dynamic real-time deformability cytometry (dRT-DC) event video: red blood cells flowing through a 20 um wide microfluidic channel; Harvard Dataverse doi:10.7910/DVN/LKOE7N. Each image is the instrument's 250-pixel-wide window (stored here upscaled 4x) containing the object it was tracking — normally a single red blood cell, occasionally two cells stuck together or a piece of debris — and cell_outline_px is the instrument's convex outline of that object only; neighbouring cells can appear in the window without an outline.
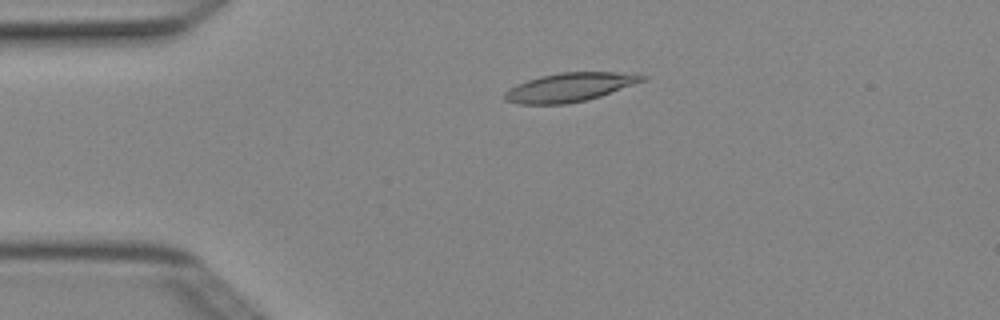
{"species": "Egyptian fruit bat (a non-hibernating species)", "species_latin": "Rousettus aegyptiacus", "temperature_condition": "cold", "stored_images_in_passage": 4, "camera_frame_rate_fps": 3000, "um_per_image_px": 0.085, "animal": {"sex": "female"}, "frame": {"image": 1, "passage_image": 3, "time_ms": 0.667, "image_size_px": [1000, 320], "cell_outline_px": [[648, 76], [644, 80], [600, 96], [584, 100], [564, 104], [520, 104], [504, 100], [504, 92], [508, 88], [516, 84], [540, 76], [560, 72], [616, 72]], "centroid_in_image_um": [48.35, 7.41], "position_along_channel_um": 36.7, "area_um2": 22.77}}